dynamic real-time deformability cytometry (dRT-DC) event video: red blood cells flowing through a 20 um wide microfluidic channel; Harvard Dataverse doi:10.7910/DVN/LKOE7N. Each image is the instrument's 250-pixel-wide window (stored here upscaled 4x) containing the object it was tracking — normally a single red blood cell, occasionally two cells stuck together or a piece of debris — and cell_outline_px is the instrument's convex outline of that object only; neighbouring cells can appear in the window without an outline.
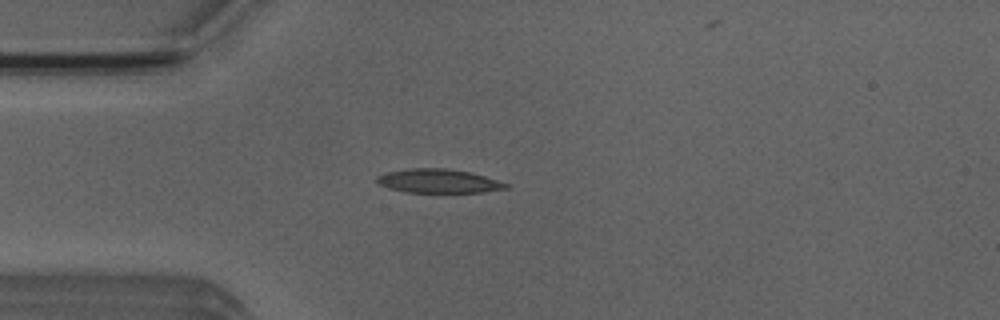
{"species": "Egyptian fruit bat (a non-hibernating species)", "species_latin": "Rousettus aegyptiacus", "temperature_condition": "room temperature", "stored_images_in_passage": 5, "camera_frame_rate_fps": 3000, "um_per_image_px": 0.085, "animal": {"sex": "male"}, "frame": {"image": 1, "passage_image": 4, "time_ms": 3.667, "image_size_px": [1000, 320], "cell_outline_px": [[508, 188], [484, 192], [404, 192], [388, 188], [380, 184], [376, 180], [376, 176], [384, 172], [408, 168], [444, 168], [468, 172], [484, 176], [508, 184]], "centroid_in_image_um": [37.21, 15.38], "position_along_channel_um": 47.8, "area_um2": 17.86}}